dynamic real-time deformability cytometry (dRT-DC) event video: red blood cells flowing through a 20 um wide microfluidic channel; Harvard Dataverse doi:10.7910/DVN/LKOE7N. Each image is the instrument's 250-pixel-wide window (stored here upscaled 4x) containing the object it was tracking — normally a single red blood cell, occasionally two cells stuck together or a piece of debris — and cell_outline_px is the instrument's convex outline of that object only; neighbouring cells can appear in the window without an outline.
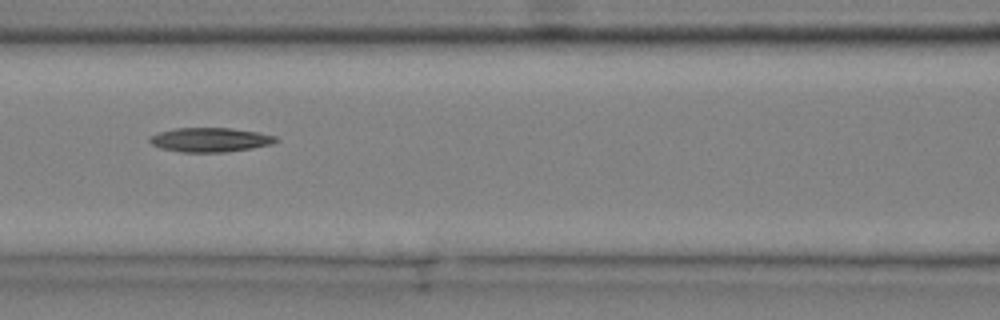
{"species": "common noctule bat (a hibernating species)", "species_latin": "Nyctalus noctula", "temperature_condition": "cold", "stored_images_in_passage": 9, "camera_frame_rate_fps": 3000, "um_per_image_px": 0.085, "animal": {"sex": "male", "body_mass_g": 20.4}, "frame": {"image": 1, "passage_image": 6, "time_ms": 1.667, "image_size_px": [1000, 320], "cell_outline_px": [[280, 140], [272, 144], [252, 148], [224, 152], [180, 152], [160, 148], [152, 144], [148, 140], [148, 136], [160, 132], [176, 128], [232, 128], [256, 132], [276, 136]], "centroid_in_image_um": [17.85, 11.88], "position_along_channel_um": 148.7, "area_um2": 17.86}}